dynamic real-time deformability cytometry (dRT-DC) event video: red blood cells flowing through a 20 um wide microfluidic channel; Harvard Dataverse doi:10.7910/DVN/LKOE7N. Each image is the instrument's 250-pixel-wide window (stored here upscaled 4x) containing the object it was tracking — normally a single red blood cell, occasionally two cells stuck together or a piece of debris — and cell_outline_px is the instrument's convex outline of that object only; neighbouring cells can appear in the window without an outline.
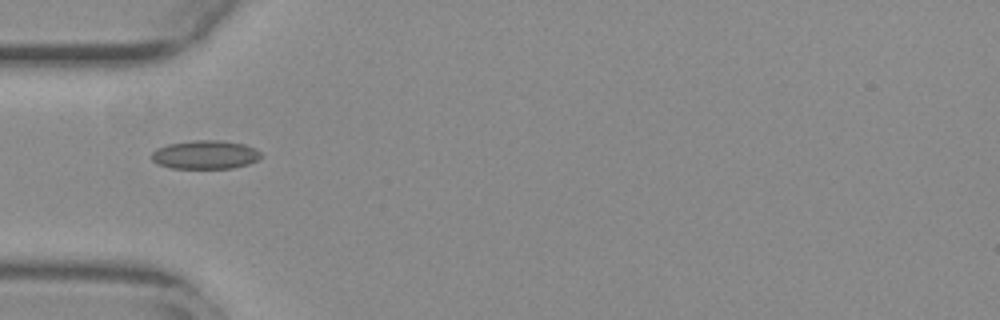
{"species": "common noctule bat (a hibernating species)", "species_latin": "Nyctalus noctula", "temperature_condition": "warm", "stored_images_in_passage": 3, "camera_frame_rate_fps": 3000, "um_per_image_px": 0.085, "animal": {"sex": "female", "body_mass_g": 29.2, "forearm_length_mm": 56.3}, "frame": {"image": 1, "passage_image": 1, "time_ms": 0.0, "image_size_px": [1000, 320], "cell_outline_px": [[264, 156], [248, 164], [232, 168], [172, 168], [156, 164], [152, 160], [152, 152], [156, 148], [168, 144], [192, 140], [220, 140], [244, 144], [260, 152]], "centroid_in_image_um": [17.42, 13.15], "position_along_channel_um": 67.6, "area_um2": 18.26}}